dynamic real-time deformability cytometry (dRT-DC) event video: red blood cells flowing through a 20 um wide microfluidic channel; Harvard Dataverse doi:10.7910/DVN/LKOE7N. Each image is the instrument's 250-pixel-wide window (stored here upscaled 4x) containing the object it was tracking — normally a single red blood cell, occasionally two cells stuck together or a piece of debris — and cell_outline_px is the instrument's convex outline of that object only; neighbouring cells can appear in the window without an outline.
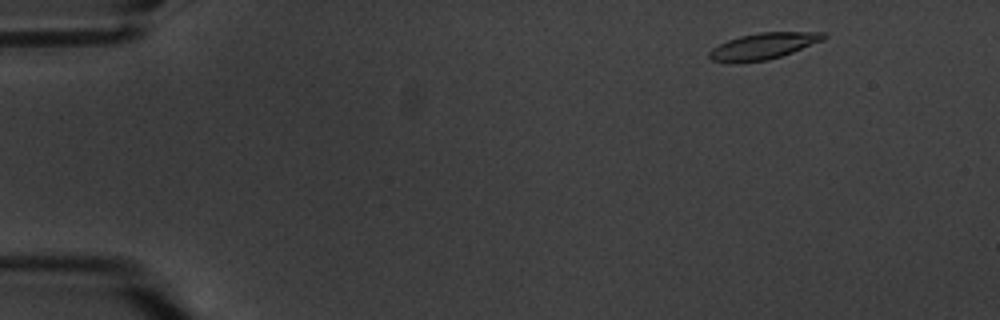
{"species": "common noctule bat (a hibernating species)", "species_latin": "Nyctalus noctula", "temperature_condition": "warm", "stored_images_in_passage": 6, "camera_frame_rate_fps": 3000, "um_per_image_px": 0.085, "animal": {"sex": "male", "body_mass_g": 20.1, "forearm_length_mm": 53.5}, "frame": {"image": 1, "passage_image": 1, "time_ms": 0.0, "image_size_px": [1000, 320], "cell_outline_px": [[828, 36], [824, 40], [792, 52], [768, 60], [736, 64], [728, 64], [712, 60], [708, 56], [708, 52], [712, 48], [728, 40], [740, 36], [760, 32], [824, 32]], "centroid_in_image_um": [64.84, 3.94], "position_along_channel_um": 20.2, "area_um2": 17.8}}
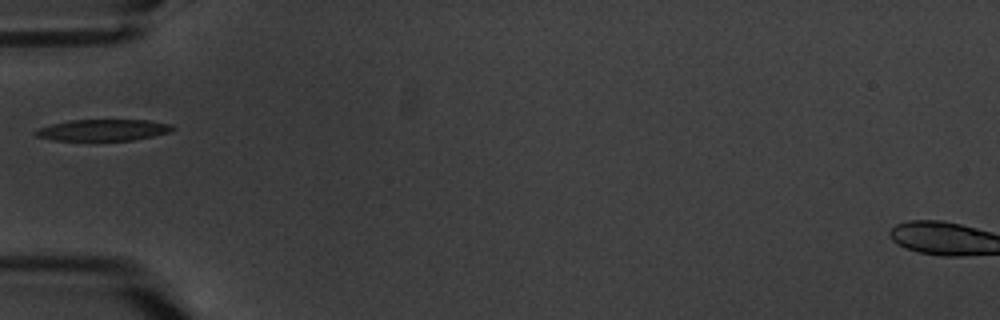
{"frame": {"image": 2, "passage_image": 5, "time_ms": 4.667, "image_size_px": [1000, 320], "cell_outline_px": [[176, 128], [168, 132], [152, 136], [132, 140], [52, 140], [36, 136], [32, 132], [36, 128], [52, 124], [72, 120], [148, 120], [172, 124]], "centroid_in_image_um": [8.73, 11.05], "position_along_channel_um": 76.3, "area_um2": 17.05}}